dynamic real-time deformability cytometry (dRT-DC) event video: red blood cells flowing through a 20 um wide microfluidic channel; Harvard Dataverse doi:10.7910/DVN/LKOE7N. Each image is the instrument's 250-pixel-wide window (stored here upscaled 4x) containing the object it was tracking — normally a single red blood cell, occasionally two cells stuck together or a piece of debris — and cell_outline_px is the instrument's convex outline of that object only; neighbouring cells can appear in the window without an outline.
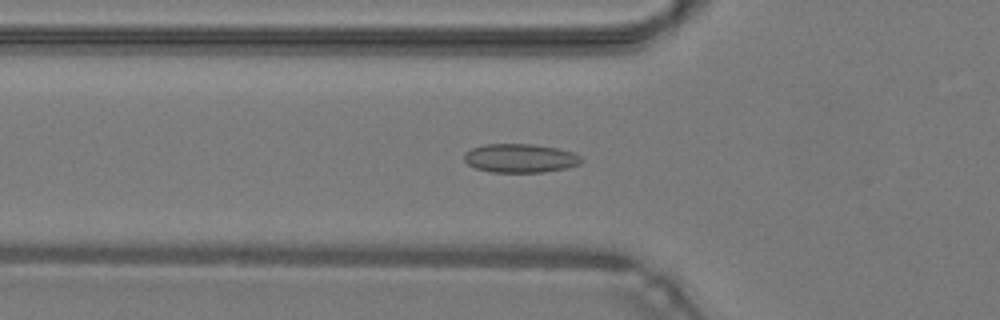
{"species": "common noctule bat (a hibernating species)", "species_latin": "Nyctalus noctula", "temperature_condition": "warm", "stored_images_in_passage": 45, "camera_frame_rate_fps": 3000, "um_per_image_px": 0.085, "animal": {"sex": "male", "body_mass_g": 19.2, "forearm_length_mm": 51.8}, "frame": {"image": 1, "passage_image": 16, "time_ms": 5.0, "image_size_px": [1000, 320], "cell_outline_px": [[584, 160], [580, 164], [568, 168], [544, 172], [492, 172], [476, 168], [468, 164], [464, 160], [464, 152], [472, 148], [484, 144], [532, 144], [556, 148], [572, 152], [580, 156]], "centroid_in_image_um": [44.22, 13.45], "position_along_channel_um": 81.6, "area_um2": 19.71}}
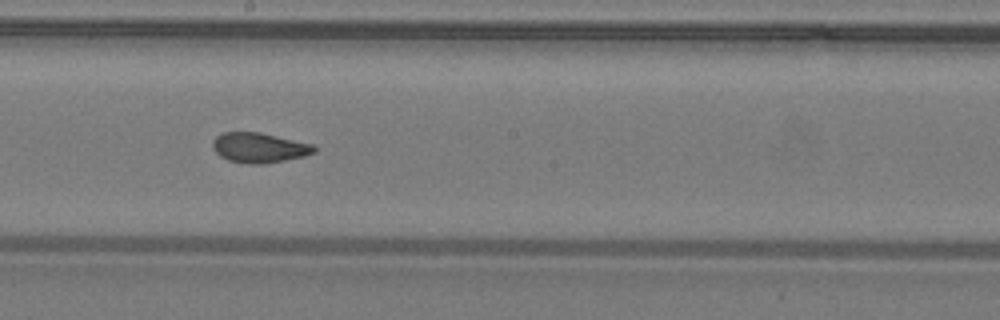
{"frame": {"image": 2, "passage_image": 26, "time_ms": 8.333, "image_size_px": [1000, 320], "cell_outline_px": [[316, 152], [304, 156], [264, 164], [248, 164], [228, 160], [220, 156], [212, 148], [212, 140], [216, 136], [224, 132], [260, 132], [312, 144], [316, 148]], "centroid_in_image_um": [22.01, 12.55], "position_along_channel_um": 226.2, "area_um2": 17.74}}
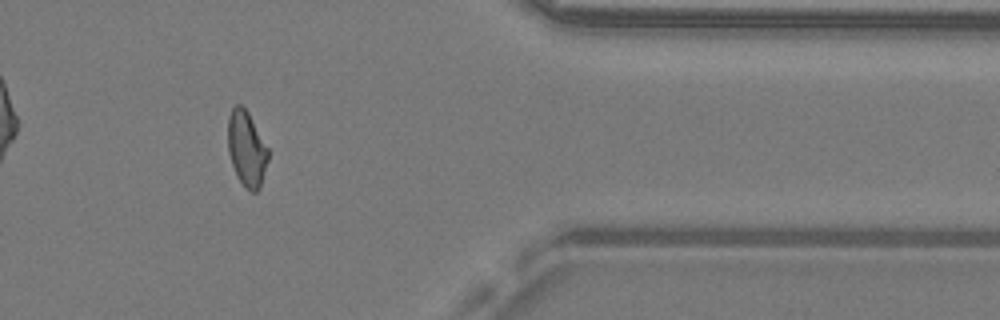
{"frame": {"image": 3, "passage_image": 39, "time_ms": 12.667, "image_size_px": [1000, 320], "cell_outline_px": [[268, 160], [260, 188], [256, 192], [252, 192], [236, 176], [228, 152], [228, 116], [232, 108], [236, 104], [240, 104], [248, 112], [268, 148]], "centroid_in_image_um": [20.95, 12.63], "position_along_channel_um": 390.4, "area_um2": 17.51}, "authors_computed_cell_mechanics": {"area_um2": 18.0914, "velocity_mm_per_s": 4.3068, "shape_relaxation_time_tau1_ms": null, "shape_relaxation_time_tau2_ms": 1.091, "deformation_change_tau1": null, "deformation_change_tau2": 0.0598}}